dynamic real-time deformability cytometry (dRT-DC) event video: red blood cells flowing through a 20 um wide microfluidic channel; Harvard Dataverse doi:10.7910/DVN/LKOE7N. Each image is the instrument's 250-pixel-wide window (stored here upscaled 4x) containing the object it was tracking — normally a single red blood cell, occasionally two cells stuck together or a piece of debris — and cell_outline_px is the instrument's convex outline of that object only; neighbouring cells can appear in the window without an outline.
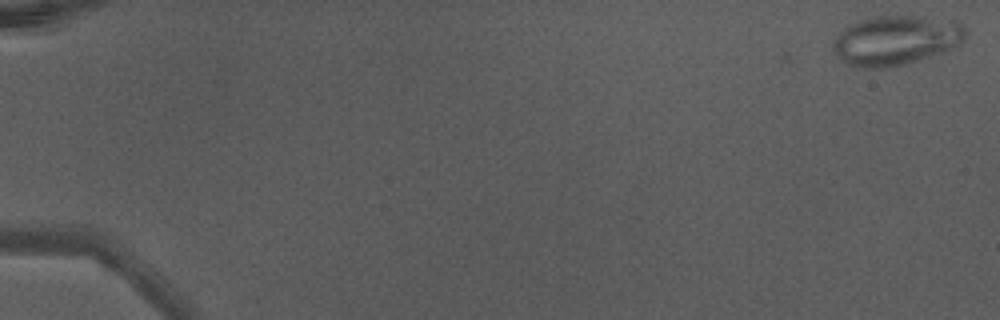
{"species": "Egyptian fruit bat (a non-hibernating species)", "species_latin": "Rousettus aegyptiacus", "temperature_condition": "warm", "stored_images_in_passage": 48, "camera_frame_rate_fps": 3000, "um_per_image_px": 0.085, "animal": {"sex": "male"}, "frame": {"image": 1, "passage_image": 1, "time_ms": 0.0, "image_size_px": [1000, 320], "cell_outline_px": [[968, 36], [960, 44], [952, 48], [908, 64], [884, 68], [860, 68], [848, 64], [840, 60], [836, 56], [832, 44], [836, 36], [848, 24], [856, 20], [872, 16], [916, 16], [960, 24], [964, 28]], "centroid_in_image_um": [76.07, 3.44], "position_along_channel_um": 8.9, "area_um2": 38.21}, "authors_computed_cell_mechanics": {"area_um2": 29.6514, "velocity_mm_per_s": 4.411, "shape_relaxation_time_tau1_ms": null, "shape_relaxation_time_tau2_ms": 1.159, "deformation_change_tau1": null, "deformation_change_tau2": 0.1058}}